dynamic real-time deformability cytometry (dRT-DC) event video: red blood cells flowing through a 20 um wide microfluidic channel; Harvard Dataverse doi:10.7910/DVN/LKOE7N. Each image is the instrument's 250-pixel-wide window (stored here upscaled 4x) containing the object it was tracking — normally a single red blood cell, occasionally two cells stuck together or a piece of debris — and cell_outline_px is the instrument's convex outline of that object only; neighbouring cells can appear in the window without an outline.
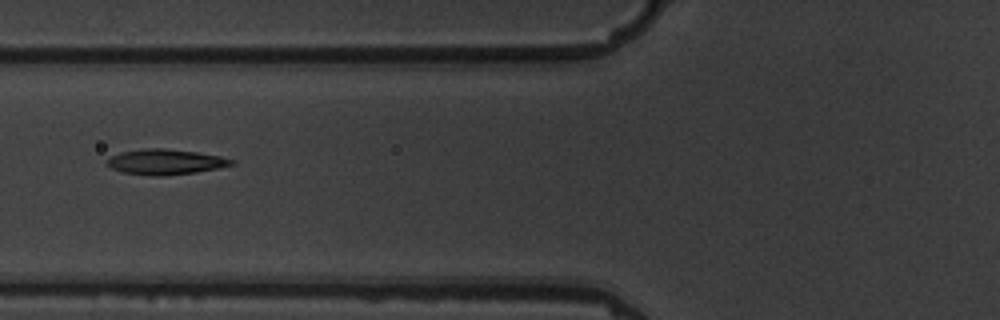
{"species": "common noctule bat (a hibernating species)", "species_latin": "Nyctalus noctula", "temperature_condition": "warm", "stored_images_in_passage": 10, "camera_frame_rate_fps": 3000, "um_per_image_px": 0.085, "animal": {"sex": "male", "body_mass_g": 19.5, "forearm_length_mm": 54.6}, "frame": {"image": 1, "passage_image": 6, "time_ms": 6.0, "image_size_px": [1000, 320], "cell_outline_px": [[236, 164], [196, 172], [164, 176], [152, 176], [120, 172], [112, 168], [104, 160], [120, 152], [144, 148], [164, 148], [196, 152], [220, 156], [236, 160]], "centroid_in_image_um": [14.05, 13.76], "position_along_channel_um": 111.7, "area_um2": 18.5}}
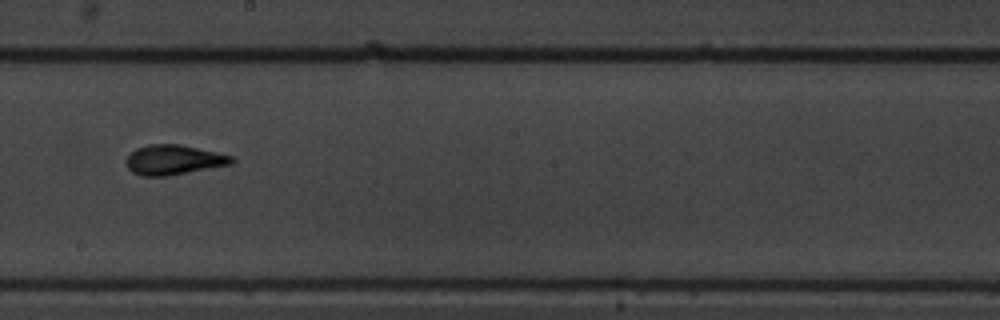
{"frame": {"image": 2, "passage_image": 9, "time_ms": 9.333, "image_size_px": [1000, 320], "cell_outline_px": [[236, 160], [232, 164], [168, 176], [140, 176], [132, 172], [124, 164], [124, 160], [136, 148], [148, 144], [180, 144], [216, 152], [232, 156]], "centroid_in_image_um": [14.73, 13.59], "position_along_channel_um": 233.5, "area_um2": 18.5}}
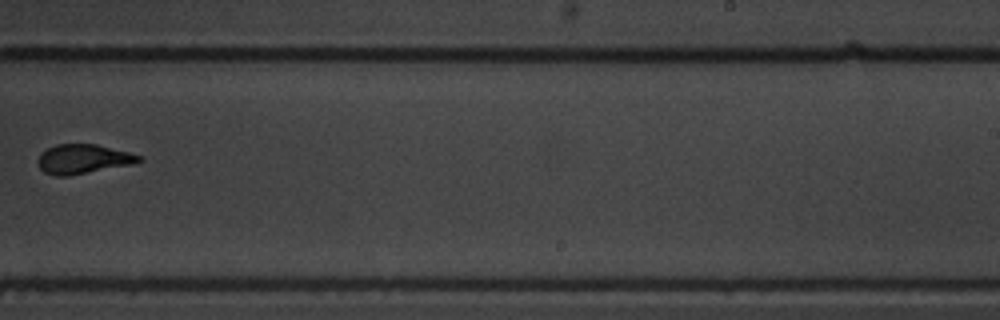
{"frame": {"image": 3, "passage_image": 10, "time_ms": 10.667, "image_size_px": [1000, 320], "cell_outline_px": [[144, 160], [136, 164], [68, 176], [56, 176], [44, 172], [40, 168], [36, 160], [40, 152], [56, 144], [96, 144], [128, 152], [140, 156]], "centroid_in_image_um": [7.06, 13.52], "position_along_channel_um": 281.9, "area_um2": 17.51}}